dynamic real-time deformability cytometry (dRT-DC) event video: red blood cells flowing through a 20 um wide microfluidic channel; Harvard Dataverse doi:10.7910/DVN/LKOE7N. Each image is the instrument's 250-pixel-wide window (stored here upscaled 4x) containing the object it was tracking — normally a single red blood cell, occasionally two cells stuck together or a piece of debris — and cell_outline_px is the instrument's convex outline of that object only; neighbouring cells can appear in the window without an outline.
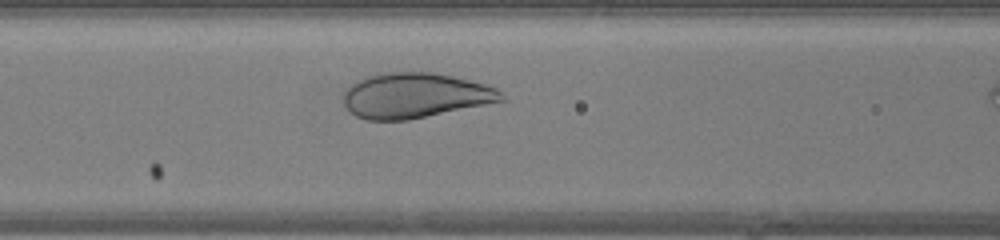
{"species": "human", "species_latin": "Homo sapiens", "temperature_condition": "warm", "stored_images_in_passage": 11, "camera_frame_rate_fps": 3000, "um_per_image_px": 0.085, "donor": {"sex": "female"}, "frame": {"image": 1, "passage_image": 7, "time_ms": 2.0, "image_size_px": [1000, 240], "cell_outline_px": [[508, 100], [408, 120], [368, 120], [356, 116], [344, 104], [344, 92], [356, 80], [364, 76], [380, 72], [432, 72], [452, 76], [484, 84], [496, 88]], "centroid_in_image_um": [35.28, 8.11], "position_along_channel_um": 131.3, "area_um2": 41.56}}
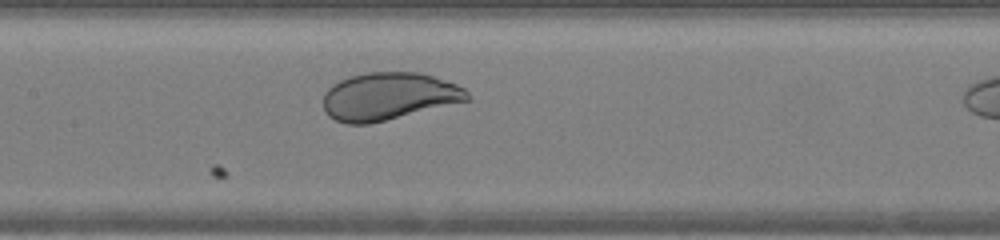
{"frame": {"image": 2, "passage_image": 10, "time_ms": 3.0, "image_size_px": [1000, 240], "cell_outline_px": [[472, 100], [368, 124], [348, 124], [336, 120], [328, 116], [324, 112], [324, 92], [332, 84], [340, 80], [352, 76], [368, 72], [420, 72], [456, 84], [464, 88], [468, 92]], "centroid_in_image_um": [33.04, 8.19], "position_along_channel_um": 174.4, "area_um2": 39.94}}